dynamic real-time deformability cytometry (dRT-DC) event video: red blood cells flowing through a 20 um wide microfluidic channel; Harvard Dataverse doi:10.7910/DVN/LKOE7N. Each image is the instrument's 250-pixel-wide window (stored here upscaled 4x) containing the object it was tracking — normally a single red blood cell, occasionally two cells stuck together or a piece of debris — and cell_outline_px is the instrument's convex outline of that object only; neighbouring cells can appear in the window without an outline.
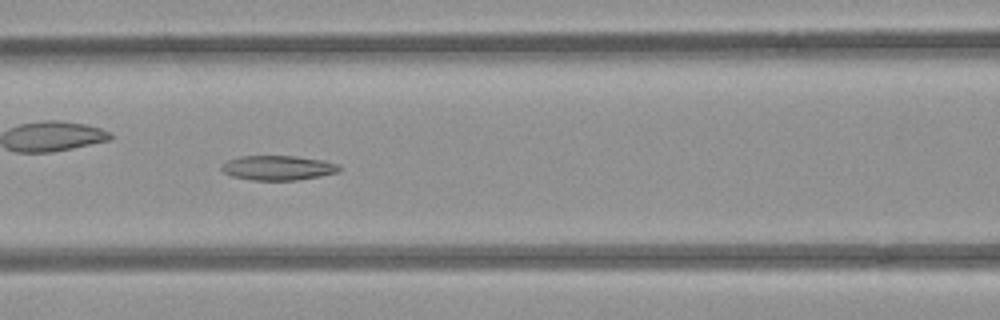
{"species": "common noctule bat (a hibernating species)", "species_latin": "Nyctalus noctula", "temperature_condition": "room temperature", "stored_images_in_passage": 53, "camera_frame_rate_fps": 3000, "um_per_image_px": 0.085, "animal": {"sex": "female", "body_mass_g": 21.9}, "frame": {"image": 1, "passage_image": 23, "time_ms": 7.333, "image_size_px": [1000, 320], "cell_outline_px": [[344, 168], [340, 172], [320, 176], [296, 180], [252, 180], [232, 176], [224, 172], [220, 168], [220, 164], [228, 160], [240, 156], [296, 156], [324, 160], [340, 164]], "centroid_in_image_um": [23.68, 14.26], "position_along_channel_um": 142.9, "area_um2": 17.17}}
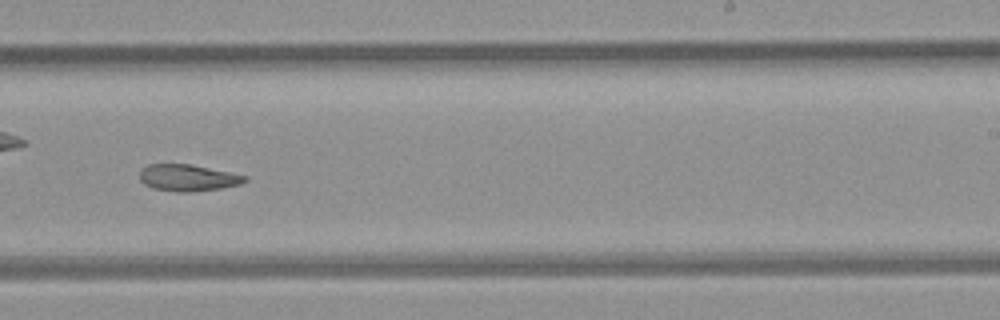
{"frame": {"image": 2, "passage_image": 33, "time_ms": 10.667, "image_size_px": [1000, 320], "cell_outline_px": [[248, 180], [240, 184], [220, 188], [188, 192], [176, 192], [152, 188], [144, 184], [140, 180], [140, 168], [148, 164], [192, 164], [248, 176]], "centroid_in_image_um": [15.95, 15.1], "position_along_channel_um": 273.1, "area_um2": 16.42}}
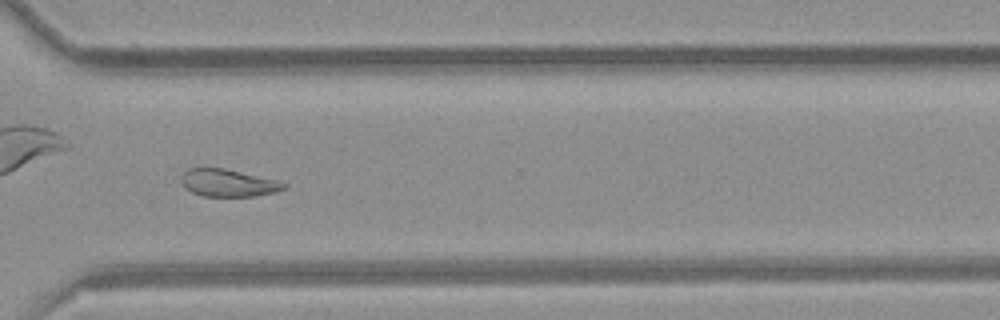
{"frame": {"image": 3, "passage_image": 39, "time_ms": 12.667, "image_size_px": [1000, 320], "cell_outline_px": [[288, 188], [276, 192], [252, 196], [200, 196], [184, 188], [180, 180], [180, 176], [188, 168], [224, 168], [276, 180], [288, 184]], "centroid_in_image_um": [19.37, 15.55], "position_along_channel_um": 351.2, "area_um2": 16.47}, "authors_computed_cell_mechanics": {"area_um2": 18.785, "velocity_mm_per_s": 3.9139, "shape_relaxation_time_tau1_ms": null, "shape_relaxation_time_tau2_ms": 5.9562, "deformation_change_tau1": null, "deformation_change_tau2": 0.1402}}